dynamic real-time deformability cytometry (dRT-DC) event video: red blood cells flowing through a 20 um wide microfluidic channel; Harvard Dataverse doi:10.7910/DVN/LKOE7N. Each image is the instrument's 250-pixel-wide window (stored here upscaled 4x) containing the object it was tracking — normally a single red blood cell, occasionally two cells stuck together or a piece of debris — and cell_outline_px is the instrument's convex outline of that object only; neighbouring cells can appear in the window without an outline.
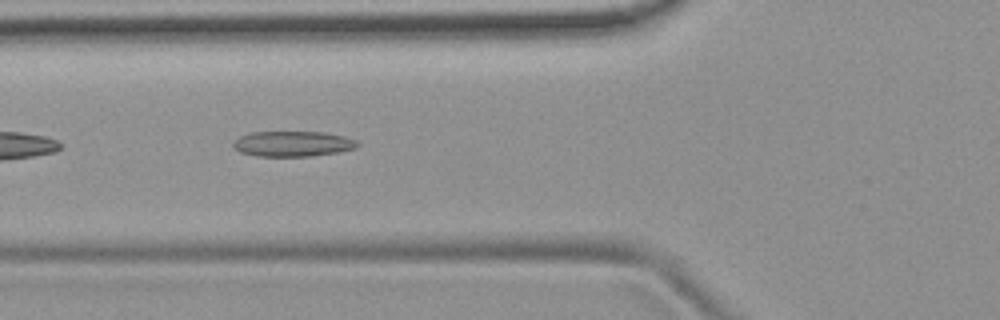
{"species": "common noctule bat (a hibernating species)", "species_latin": "Nyctalus noctula", "temperature_condition": "room temperature", "stored_images_in_passage": 5, "camera_frame_rate_fps": 3000, "um_per_image_px": 0.085, "animal": {"sex": "female", "body_mass_g": 19.9}, "frame": {"image": 1, "passage_image": 5, "time_ms": 5.333, "image_size_px": [1000, 320], "cell_outline_px": [[360, 144], [356, 148], [336, 152], [312, 156], [256, 156], [240, 152], [232, 148], [232, 144], [240, 136], [252, 132], [324, 132], [344, 136], [356, 140]], "centroid_in_image_um": [24.87, 12.22], "position_along_channel_um": 100.9, "area_um2": 18.38}}